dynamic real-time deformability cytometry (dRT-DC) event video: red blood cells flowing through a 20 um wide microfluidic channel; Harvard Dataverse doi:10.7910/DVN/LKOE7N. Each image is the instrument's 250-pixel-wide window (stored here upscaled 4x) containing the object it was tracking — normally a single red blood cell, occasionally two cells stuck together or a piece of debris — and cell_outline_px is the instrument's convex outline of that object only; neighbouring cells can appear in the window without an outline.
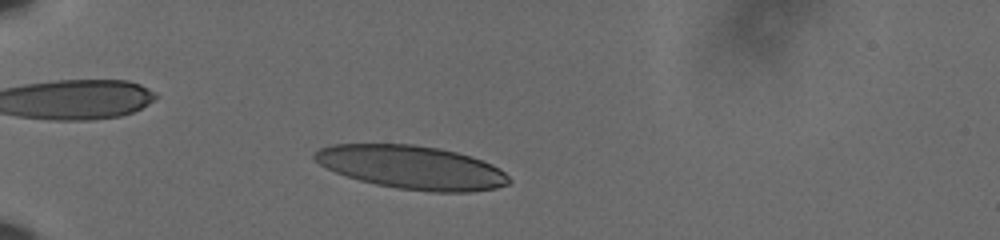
{"species": "human", "species_latin": "Homo sapiens", "temperature_condition": "cold", "stored_images_in_passage": 43, "camera_frame_rate_fps": 3000, "um_per_image_px": 0.085, "donor": {"sex": "male"}, "frame": {"image": 1, "passage_image": 8, "time_ms": 2.333, "image_size_px": [1000, 240], "cell_outline_px": [[512, 180], [508, 184], [496, 188], [472, 192], [432, 192], [396, 188], [376, 184], [360, 180], [336, 172], [320, 164], [312, 156], [320, 148], [332, 144], [412, 144], [440, 148], [456, 152], [492, 164], [500, 168]], "centroid_in_image_um": [35.03, 14.23], "position_along_channel_um": 50.0, "area_um2": 49.01}}
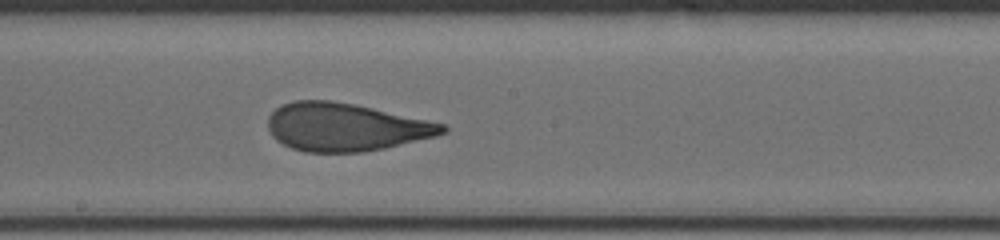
{"frame": {"image": 2, "passage_image": 25, "time_ms": 8.0, "image_size_px": [1000, 240], "cell_outline_px": [[448, 132], [436, 136], [384, 148], [364, 152], [304, 152], [292, 148], [276, 140], [272, 136], [268, 128], [268, 116], [276, 108], [284, 104], [296, 100], [328, 100], [352, 104], [372, 108], [444, 124], [448, 128]], "centroid_in_image_um": [29.34, 10.81], "position_along_channel_um": 218.9, "area_um2": 48.44}}
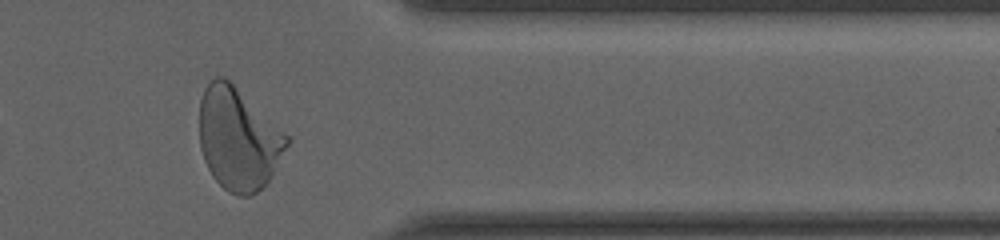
{"frame": {"image": 3, "passage_image": 40, "time_ms": 13.0, "image_size_px": [1000, 240], "cell_outline_px": [[288, 144], [268, 180], [252, 196], [236, 196], [228, 192], [212, 176], [204, 160], [200, 148], [200, 100], [204, 88], [216, 76], [224, 76], [284, 132], [288, 136]], "centroid_in_image_um": [20.21, 11.81], "position_along_channel_um": 391.2, "area_um2": 51.27}, "authors_computed_cell_mechanics": {"area_um2": 49.0722, "velocity_mm_per_s": 3.5976, "shape_relaxation_time_tau1_ms": 7.3298, "shape_relaxation_time_tau2_ms": 1.0718, "deformation_change_tau1": 0.2424, "deformation_change_tau2": 0.0883}}